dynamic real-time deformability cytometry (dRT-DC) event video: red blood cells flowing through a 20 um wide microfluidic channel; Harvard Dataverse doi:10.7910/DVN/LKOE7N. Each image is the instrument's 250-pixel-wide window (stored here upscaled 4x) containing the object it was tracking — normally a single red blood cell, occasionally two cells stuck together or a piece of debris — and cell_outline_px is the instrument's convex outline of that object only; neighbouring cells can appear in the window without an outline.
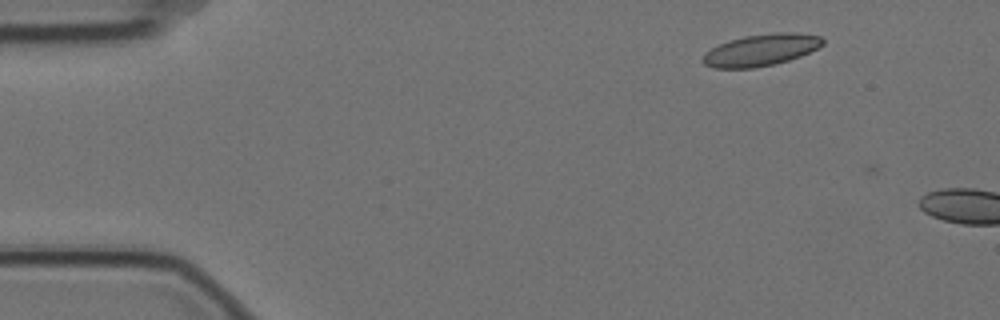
{"species": "Egyptian fruit bat (a non-hibernating species)", "species_latin": "Rousettus aegyptiacus", "temperature_condition": "cold", "stored_images_in_passage": 4, "camera_frame_rate_fps": 3000, "um_per_image_px": 0.085, "animal": {"sex": "female"}, "frame": {"image": 1, "passage_image": 2, "time_ms": 0.333, "image_size_px": [1000, 320], "cell_outline_px": [[824, 44], [800, 56], [788, 60], [772, 64], [752, 68], [712, 68], [704, 64], [700, 60], [704, 52], [720, 44], [744, 36], [776, 32], [796, 32], [820, 36], [824, 40]], "centroid_in_image_um": [64.65, 4.25], "position_along_channel_um": 20.3, "area_um2": 22.08}}